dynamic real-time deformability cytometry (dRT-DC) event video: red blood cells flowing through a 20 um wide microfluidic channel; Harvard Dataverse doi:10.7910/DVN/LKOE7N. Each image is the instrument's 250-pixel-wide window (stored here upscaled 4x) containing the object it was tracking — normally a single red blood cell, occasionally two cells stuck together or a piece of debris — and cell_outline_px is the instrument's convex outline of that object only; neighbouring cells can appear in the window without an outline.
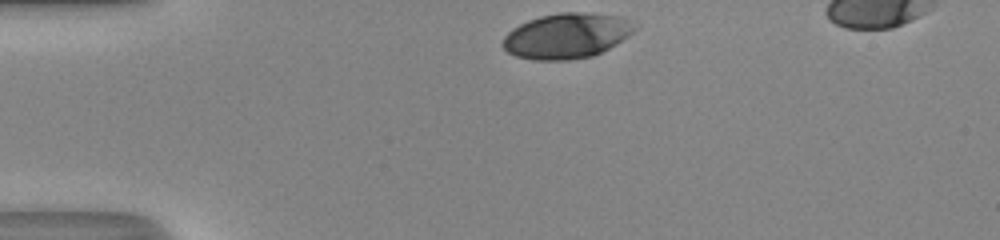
{"species": "human", "species_latin": "Homo sapiens", "temperature_condition": "room temperature", "stored_images_in_passage": 30, "camera_frame_rate_fps": 3000, "um_per_image_px": 0.085, "donor": {"sex": "male"}, "frame": {"image": 1, "passage_image": 1, "time_ms": 0.0, "image_size_px": [1000, 240], "cell_outline_px": [[636, 28], [628, 36], [616, 44], [592, 56], [568, 60], [532, 60], [516, 56], [508, 52], [500, 44], [504, 36], [512, 28], [528, 20], [540, 16], [560, 12], [580, 12], [620, 16], [628, 20]], "centroid_in_image_um": [48.12, 3.05], "position_along_channel_um": 36.9, "area_um2": 34.68}}
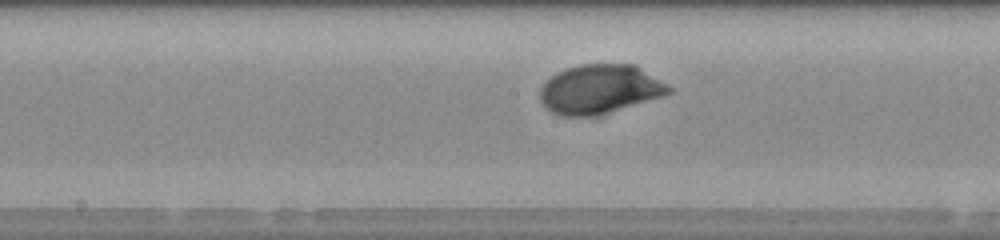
{"frame": {"image": 2, "passage_image": 16, "time_ms": 5.0, "image_size_px": [1000, 240], "cell_outline_px": [[676, 88], [672, 92], [660, 96], [596, 116], [560, 116], [552, 112], [540, 100], [540, 88], [556, 72], [580, 64], [636, 64]], "centroid_in_image_um": [51.02, 7.56], "position_along_channel_um": 197.2, "area_um2": 36.82}}
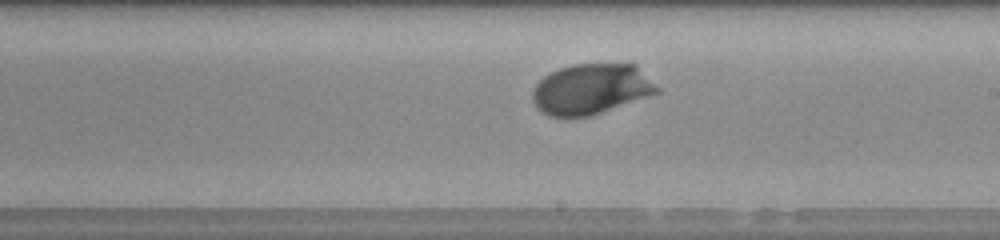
{"frame": {"image": 3, "passage_image": 19, "time_ms": 6.0, "image_size_px": [1000, 240], "cell_outline_px": [[660, 92], [588, 116], [548, 116], [540, 112], [532, 100], [532, 88], [544, 76], [560, 68], [572, 64], [636, 64], [660, 88]], "centroid_in_image_um": [50.23, 7.56], "position_along_channel_um": 238.8, "area_um2": 36.41}, "authors_computed_cell_mechanics": {"area_um2": 36.0383, "velocity_mm_per_s": 4.1668, "shape_relaxation_time_tau1_ms": 1.7581, "shape_relaxation_time_tau2_ms": null, "deformation_change_tau1": 0.1329, "deformation_change_tau2": null}}